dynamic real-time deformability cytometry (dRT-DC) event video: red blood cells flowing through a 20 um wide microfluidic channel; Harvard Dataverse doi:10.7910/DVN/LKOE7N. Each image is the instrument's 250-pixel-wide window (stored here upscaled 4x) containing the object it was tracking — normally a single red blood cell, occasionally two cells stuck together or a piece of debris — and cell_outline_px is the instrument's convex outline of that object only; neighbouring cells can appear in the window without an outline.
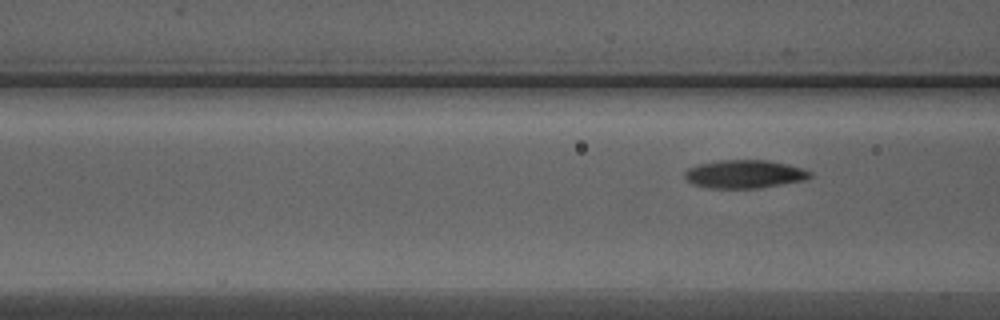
{"species": "Egyptian fruit bat (a non-hibernating species)", "species_latin": "Rousettus aegyptiacus", "temperature_condition": "warm", "stored_images_in_passage": 5, "camera_frame_rate_fps": 3000, "um_per_image_px": 0.085, "animal": {"sex": "male"}, "frame": {"image": 1, "passage_image": 5, "time_ms": 1.333, "image_size_px": [1000, 320], "cell_outline_px": [[812, 176], [804, 180], [760, 188], [708, 188], [692, 184], [684, 176], [684, 172], [688, 168], [700, 164], [720, 160], [768, 160], [788, 164], [804, 168], [812, 172]], "centroid_in_image_um": [63.3, 14.8], "position_along_channel_um": 103.3, "area_um2": 20.69}}